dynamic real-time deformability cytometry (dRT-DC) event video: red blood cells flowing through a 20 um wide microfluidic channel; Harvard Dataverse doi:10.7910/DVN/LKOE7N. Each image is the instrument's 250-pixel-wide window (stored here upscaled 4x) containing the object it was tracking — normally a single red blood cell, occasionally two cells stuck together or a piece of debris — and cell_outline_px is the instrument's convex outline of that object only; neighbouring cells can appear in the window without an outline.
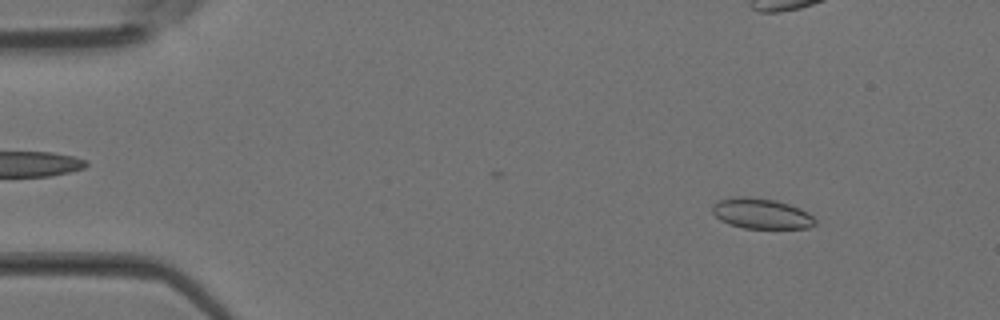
{"species": "Egyptian fruit bat (a non-hibernating species)", "species_latin": "Rousettus aegyptiacus", "temperature_condition": "room temperature", "stored_images_in_passage": 4, "camera_frame_rate_fps": 3000, "um_per_image_px": 0.085, "animal": {"sex": "female"}, "frame": {"image": 1, "passage_image": 1, "time_ms": 0.0, "image_size_px": [1000, 320], "cell_outline_px": [[816, 224], [808, 228], [744, 228], [720, 220], [712, 212], [712, 204], [716, 200], [732, 196], [744, 196], [776, 200], [800, 208], [808, 212], [816, 220]], "centroid_in_image_um": [64.69, 18.14], "position_along_channel_um": 20.3, "area_um2": 18.32}}
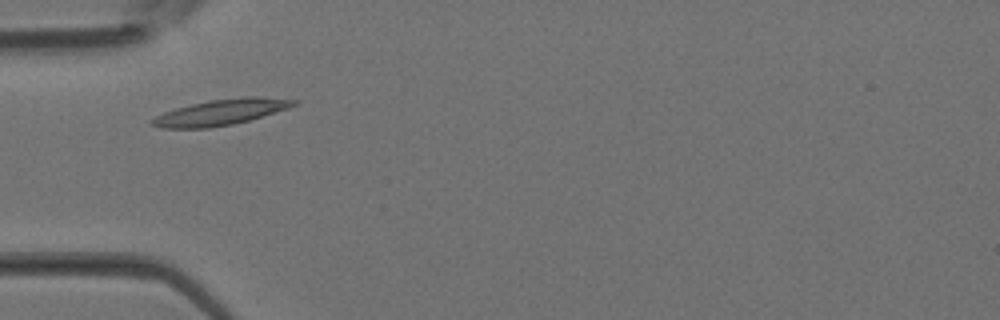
{"frame": {"image": 2, "passage_image": 4, "time_ms": 1.0, "image_size_px": [1000, 320], "cell_outline_px": [[300, 104], [288, 108], [248, 120], [232, 124], [208, 128], [160, 128], [148, 124], [148, 120], [164, 112], [176, 108], [192, 104], [212, 100], [240, 96], [256, 96], [300, 100]], "centroid_in_image_um": [18.76, 9.53], "position_along_channel_um": 66.2, "area_um2": 21.39}}